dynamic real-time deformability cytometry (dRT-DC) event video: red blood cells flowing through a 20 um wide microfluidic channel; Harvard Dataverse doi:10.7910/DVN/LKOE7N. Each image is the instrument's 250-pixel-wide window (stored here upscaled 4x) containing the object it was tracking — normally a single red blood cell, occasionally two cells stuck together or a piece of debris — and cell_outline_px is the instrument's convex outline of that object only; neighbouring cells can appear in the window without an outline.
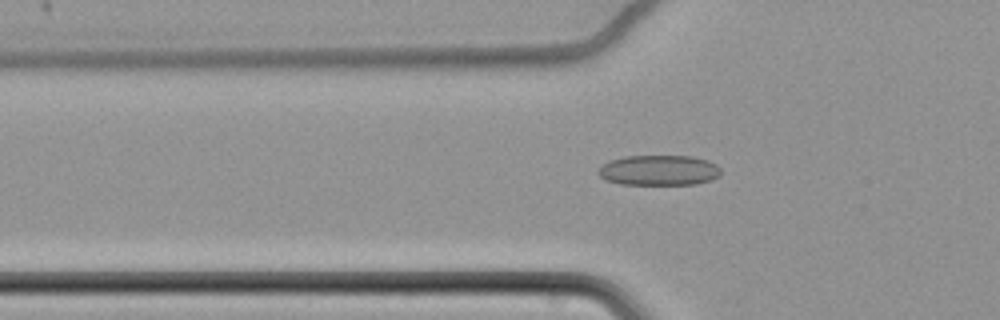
{"species": "common noctule bat (a hibernating species)", "species_latin": "Nyctalus noctula", "temperature_condition": "cold", "stored_images_in_passage": 63, "camera_frame_rate_fps": 3000, "um_per_image_px": 0.085, "animal": {"sex": "female", "body_mass_g": 22.7, "forearm_length_mm": 54.2}, "frame": {"image": 1, "passage_image": 24, "time_ms": 7.667, "image_size_px": [1000, 320], "cell_outline_px": [[720, 176], [712, 180], [696, 184], [620, 184], [604, 180], [596, 172], [600, 164], [608, 160], [624, 156], [692, 156], [708, 160], [716, 164], [720, 168]], "centroid_in_image_um": [55.97, 14.47], "position_along_channel_um": 69.8, "area_um2": 22.02}}
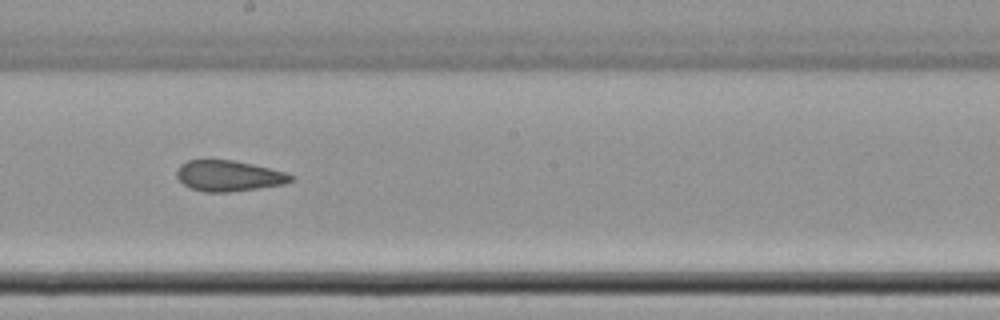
{"frame": {"image": 2, "passage_image": 38, "time_ms": 12.333, "image_size_px": [1000, 320], "cell_outline_px": [[292, 180], [284, 184], [228, 192], [204, 192], [192, 188], [184, 184], [176, 176], [176, 172], [180, 164], [188, 160], [232, 160], [252, 164], [284, 172], [292, 176]], "centroid_in_image_um": [19.39, 14.94], "position_along_channel_um": 228.8, "area_um2": 20.11}}
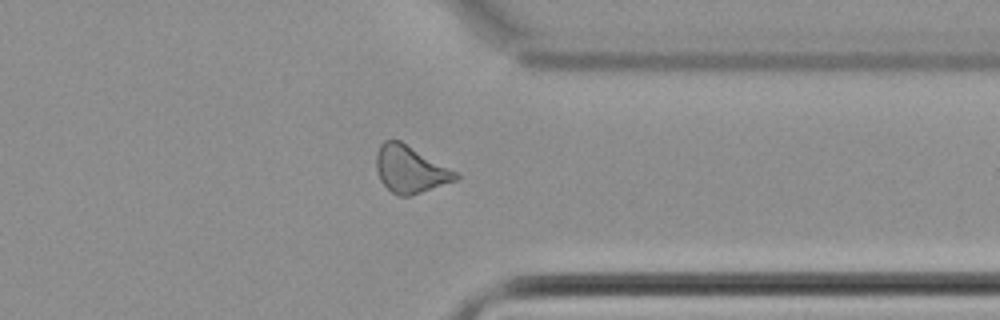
{"frame": {"image": 3, "passage_image": 51, "time_ms": 16.667, "image_size_px": [1000, 320], "cell_outline_px": [[460, 176], [456, 180], [412, 196], [400, 196], [392, 192], [380, 180], [376, 168], [376, 156], [380, 144], [384, 140], [400, 140], [460, 172]], "centroid_in_image_um": [34.9, 14.39], "position_along_channel_um": 376.5, "area_um2": 22.02}, "authors_computed_cell_mechanics": {"area_um2": 21.675, "velocity_mm_per_s": 3.4519, "shape_relaxation_time_tau1_ms": null, "shape_relaxation_time_tau2_ms": 4.0404, "deformation_change_tau1": null, "deformation_change_tau2": 0.0992}}